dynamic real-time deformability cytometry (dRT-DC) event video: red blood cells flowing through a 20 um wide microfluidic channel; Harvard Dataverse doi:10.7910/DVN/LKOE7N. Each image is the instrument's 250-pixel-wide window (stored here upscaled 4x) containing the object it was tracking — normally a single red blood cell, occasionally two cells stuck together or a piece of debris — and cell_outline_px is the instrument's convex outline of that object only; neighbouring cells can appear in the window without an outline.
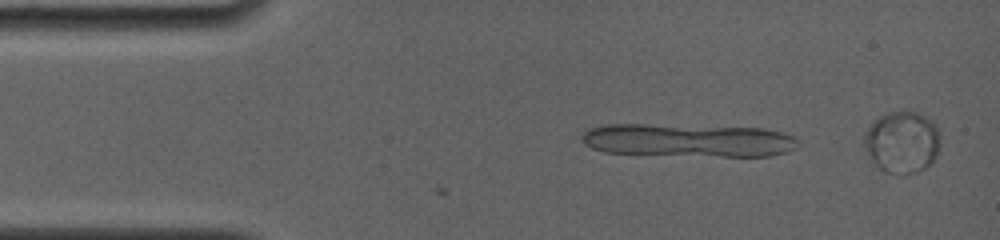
{"species": "common noctule bat (a hibernating species)", "species_latin": "Nyctalus noctula", "temperature_condition": "room temperature", "stored_images_in_passage": 3, "camera_frame_rate_fps": 4000, "um_per_image_px": 0.085, "animal": {"sex": "female", "body_mass_g": 19.0, "forearm_length_mm": 56.7}, "frame": {"image": 1, "passage_image": 3, "time_ms": 0.5, "image_size_px": [1000, 240], "cell_outline_px": [[936, 152], [932, 160], [924, 168], [916, 172], [904, 176], [900, 176], [884, 172], [876, 168], [868, 148], [864, 136], [872, 124], [876, 120], [884, 116], [896, 112], [904, 112], [920, 116], [932, 124], [936, 132]], "centroid_in_image_um": [76.62, 12.19], "position_along_channel_um": 8.4, "area_um2": 25.66}}